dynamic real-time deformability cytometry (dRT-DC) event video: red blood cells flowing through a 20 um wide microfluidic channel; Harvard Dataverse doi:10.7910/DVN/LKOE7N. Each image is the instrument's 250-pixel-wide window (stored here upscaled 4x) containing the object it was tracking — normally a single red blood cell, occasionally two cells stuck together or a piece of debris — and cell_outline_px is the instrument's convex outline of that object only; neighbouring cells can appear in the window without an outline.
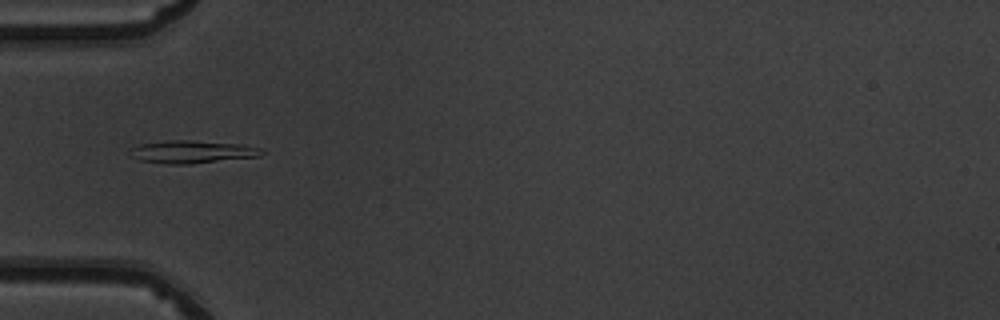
{"species": "common noctule bat (a hibernating species)", "species_latin": "Nyctalus noctula", "temperature_condition": "warm", "stored_images_in_passage": 10, "camera_frame_rate_fps": 3000, "um_per_image_px": 0.085, "animal": {"sex": "male", "body_mass_g": 19.5, "forearm_length_mm": 54.6}, "frame": {"image": 1, "passage_image": 6, "time_ms": 1.667, "image_size_px": [1000, 320], "cell_outline_px": [[264, 152], [260, 156], [188, 164], [168, 164], [140, 160], [132, 156], [128, 152], [132, 148], [140, 144], [168, 140], [188, 140], [244, 144], [260, 148]], "centroid_in_image_um": [16.33, 12.9], "position_along_channel_um": 68.7, "area_um2": 17.34}}